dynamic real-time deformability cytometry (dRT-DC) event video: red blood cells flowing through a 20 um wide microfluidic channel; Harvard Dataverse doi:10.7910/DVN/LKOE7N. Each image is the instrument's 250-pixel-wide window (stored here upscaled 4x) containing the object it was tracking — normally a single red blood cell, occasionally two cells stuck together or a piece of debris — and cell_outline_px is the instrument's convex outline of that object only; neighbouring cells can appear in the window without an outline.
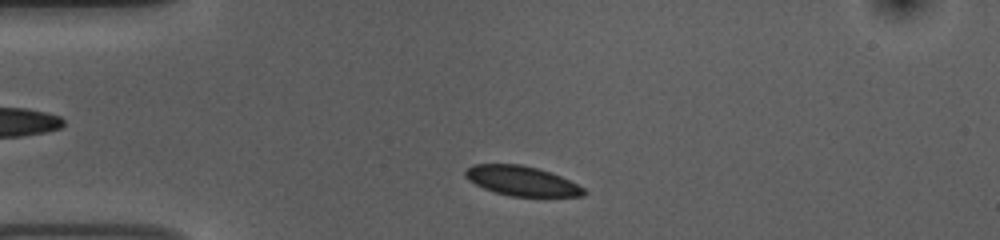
{"species": "common noctule bat (a hibernating species)", "species_latin": "Nyctalus noctula", "temperature_condition": "room temperature", "stored_images_in_passage": 44, "camera_frame_rate_fps": 3000, "um_per_image_px": 0.085, "animal": {"sex": "female", "body_mass_g": 10.0, "forearm_length_mm": 53.1}, "frame": {"image": 1, "passage_image": 3, "time_ms": 0.667, "image_size_px": [1000, 240], "cell_outline_px": [[588, 192], [584, 196], [512, 196], [496, 192], [484, 188], [468, 180], [464, 176], [464, 172], [472, 164], [520, 164], [536, 168], [560, 176], [584, 188]], "centroid_in_image_um": [44.33, 15.37], "position_along_channel_um": 40.7, "area_um2": 20.23}}
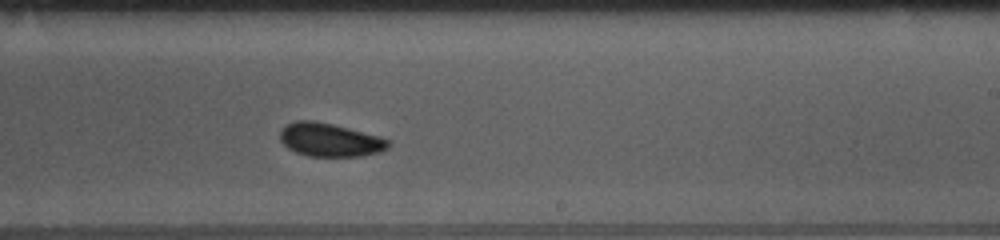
{"frame": {"image": 2, "passage_image": 23, "time_ms": 7.333, "image_size_px": [1000, 240], "cell_outline_px": [[388, 148], [380, 152], [364, 156], [308, 156], [296, 152], [288, 148], [280, 140], [280, 128], [296, 120], [312, 120], [332, 124], [380, 136], [388, 140]], "centroid_in_image_um": [28.02, 11.89], "position_along_channel_um": 261.0, "area_um2": 21.04}}
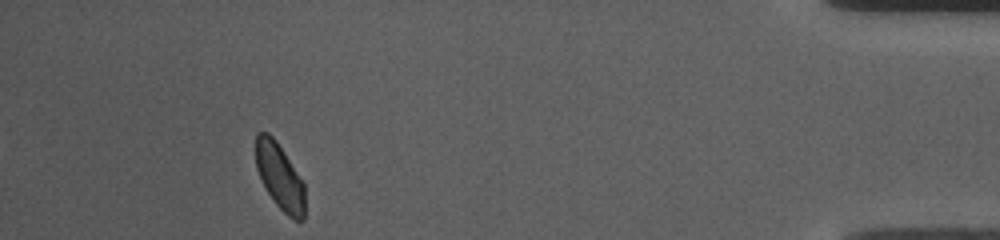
{"frame": {"image": 3, "passage_image": 40, "time_ms": 13.0, "image_size_px": [1000, 240], "cell_outline_px": [[304, 220], [300, 224], [292, 220], [276, 204], [268, 192], [256, 168], [256, 132], [268, 132], [276, 140], [284, 152], [304, 184]], "centroid_in_image_um": [23.79, 15.04], "position_along_channel_um": 411.4, "area_um2": 18.79}, "authors_computed_cell_mechanics": {"area_um2": 20.6346, "velocity_mm_per_s": 3.6883, "shape_relaxation_time_tau1_ms": 1.9181, "shape_relaxation_time_tau2_ms": null, "deformation_change_tau1": 0.0717, "deformation_change_tau2": null}}